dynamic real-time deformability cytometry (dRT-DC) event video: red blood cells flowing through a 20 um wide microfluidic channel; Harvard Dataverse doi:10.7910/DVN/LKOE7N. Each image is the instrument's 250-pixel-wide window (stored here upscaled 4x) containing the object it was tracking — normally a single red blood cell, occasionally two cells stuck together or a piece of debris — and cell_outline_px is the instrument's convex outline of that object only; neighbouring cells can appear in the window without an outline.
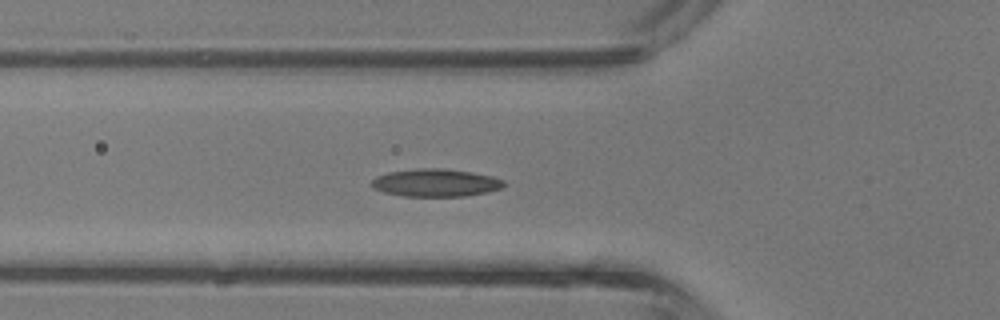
{"species": "common noctule bat (a hibernating species)", "species_latin": "Nyctalus noctula", "temperature_condition": "room temperature", "stored_images_in_passage": 26, "camera_frame_rate_fps": 3000, "um_per_image_px": 0.085, "animal": {"sex": "male", "body_mass_g": 13.3}, "frame": {"image": 1, "passage_image": 2, "time_ms": 0.333, "image_size_px": [1000, 320], "cell_outline_px": [[504, 184], [500, 188], [488, 192], [464, 196], [404, 196], [384, 192], [372, 188], [372, 180], [376, 176], [388, 172], [416, 168], [444, 168], [472, 172], [492, 176], [504, 180]], "centroid_in_image_um": [37.01, 15.52], "position_along_channel_um": 88.8, "area_um2": 21.39}}
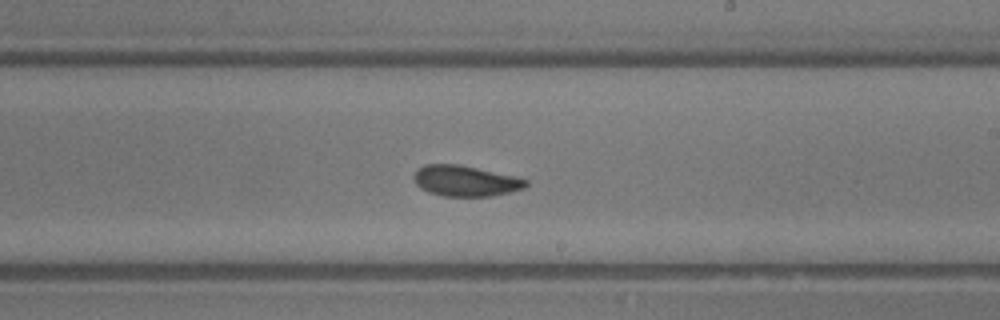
{"frame": {"image": 2, "passage_image": 12, "time_ms": 3.667, "image_size_px": [1000, 320], "cell_outline_px": [[528, 184], [524, 188], [492, 196], [444, 196], [428, 192], [420, 188], [416, 184], [412, 176], [416, 168], [424, 164], [460, 164], [516, 176], [528, 180]], "centroid_in_image_um": [39.52, 15.36], "position_along_channel_um": 249.5, "area_um2": 20.29}}
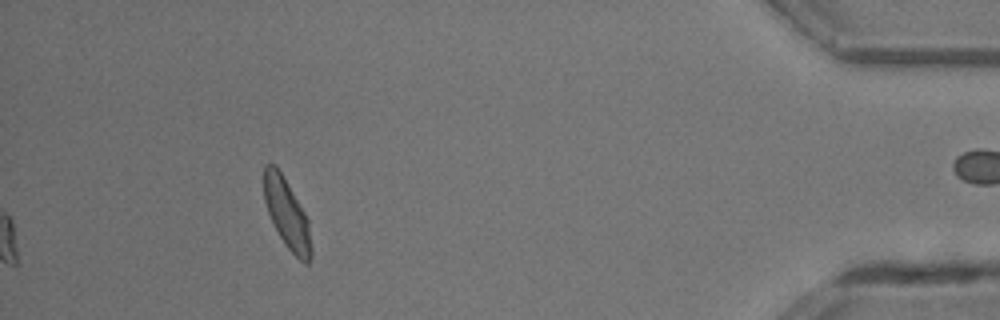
{"frame": {"image": 3, "passage_image": 26, "time_ms": 8.333, "image_size_px": [1000, 320], "cell_outline_px": [[312, 256], [308, 264], [304, 264], [284, 244], [268, 212], [264, 200], [264, 164], [276, 164], [304, 212], [308, 220], [312, 248]], "centroid_in_image_um": [24.4, 18.19], "position_along_channel_um": 410.8, "area_um2": 18.9}}